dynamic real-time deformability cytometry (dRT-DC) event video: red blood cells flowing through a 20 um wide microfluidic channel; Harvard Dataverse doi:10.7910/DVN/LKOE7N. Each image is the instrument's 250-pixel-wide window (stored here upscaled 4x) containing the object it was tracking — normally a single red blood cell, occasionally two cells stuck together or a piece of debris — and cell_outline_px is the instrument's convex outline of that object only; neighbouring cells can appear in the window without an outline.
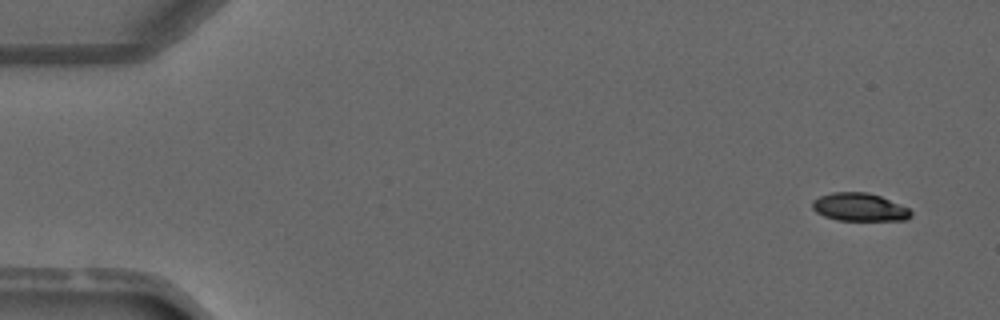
{"species": "common noctule bat (a hibernating species)", "species_latin": "Nyctalus noctula", "temperature_condition": "warm", "stored_images_in_passage": 5, "segment_of_instrument_passage": [2, 2], "camera_frame_rate_fps": 3000, "um_per_image_px": 0.085, "animal": {"sex": "male", "forearm_length_mm": 52.5}, "frame": {"image": 1, "passage_image": 5, "time_ms": 5.667, "image_size_px": [1000, 320], "cell_outline_px": [[912, 216], [908, 220], [836, 220], [824, 216], [816, 212], [812, 208], [812, 200], [820, 196], [832, 192], [868, 192], [880, 196], [908, 208], [912, 212]], "centroid_in_image_um": [73.04, 17.61], "position_along_channel_um": 12.0, "area_um2": 16.13}}